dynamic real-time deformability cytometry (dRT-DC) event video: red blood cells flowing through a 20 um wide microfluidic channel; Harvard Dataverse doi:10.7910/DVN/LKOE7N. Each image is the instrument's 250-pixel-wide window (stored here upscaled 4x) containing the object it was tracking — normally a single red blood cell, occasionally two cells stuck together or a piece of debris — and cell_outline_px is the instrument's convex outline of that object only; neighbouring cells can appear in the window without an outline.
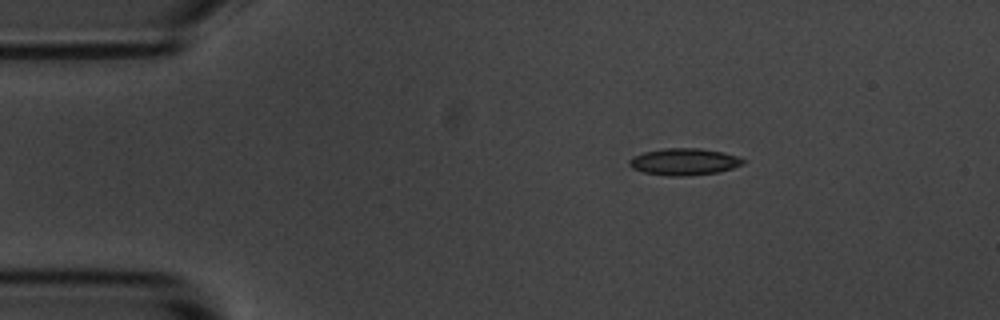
{"species": "common noctule bat (a hibernating species)", "species_latin": "Nyctalus noctula", "temperature_condition": "room temperature", "stored_images_in_passage": 3, "camera_frame_rate_fps": 3000, "um_per_image_px": 0.085, "animal": {"sex": "male", "body_mass_g": 20.1, "forearm_length_mm": 53.5}, "frame": {"image": 1, "passage_image": 3, "time_ms": 2.333, "image_size_px": [1000, 320], "cell_outline_px": [[744, 164], [732, 168], [716, 172], [684, 176], [668, 176], [644, 172], [632, 168], [628, 164], [628, 160], [632, 156], [644, 152], [664, 148], [700, 148], [724, 152], [736, 156], [744, 160]], "centroid_in_image_um": [58.11, 13.74], "position_along_channel_um": 26.9, "area_um2": 17.74}}